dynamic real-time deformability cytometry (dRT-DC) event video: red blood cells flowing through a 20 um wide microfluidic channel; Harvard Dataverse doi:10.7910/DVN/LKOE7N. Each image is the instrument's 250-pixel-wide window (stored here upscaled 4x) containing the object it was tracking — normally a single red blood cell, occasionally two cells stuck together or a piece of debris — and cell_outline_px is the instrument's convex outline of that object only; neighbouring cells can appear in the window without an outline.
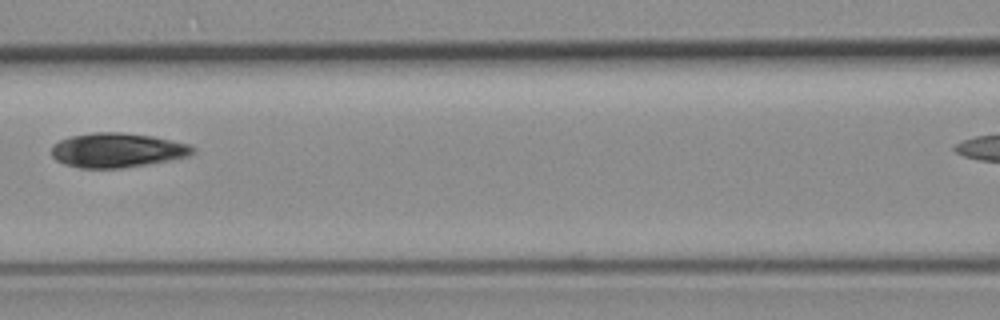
{"species": "common noctule bat (a hibernating species)", "species_latin": "Nyctalus noctula", "temperature_condition": "room temperature", "stored_images_in_passage": 7, "segment_of_instrument_passage": [1, 2], "camera_frame_rate_fps": 3000, "um_per_image_px": 0.085, "animal": {"sex": "female", "body_mass_g": 19.3, "forearm_length_mm": 54.1}, "frame": {"image": 1, "passage_image": 5, "time_ms": 5.333, "image_size_px": [1000, 320], "cell_outline_px": [[196, 152], [188, 156], [148, 164], [120, 168], [80, 168], [64, 164], [56, 160], [52, 156], [52, 148], [60, 140], [72, 136], [92, 132], [120, 132], [152, 136], [188, 144], [196, 148]], "centroid_in_image_um": [9.97, 12.77], "position_along_channel_um": 156.6, "area_um2": 28.21}}
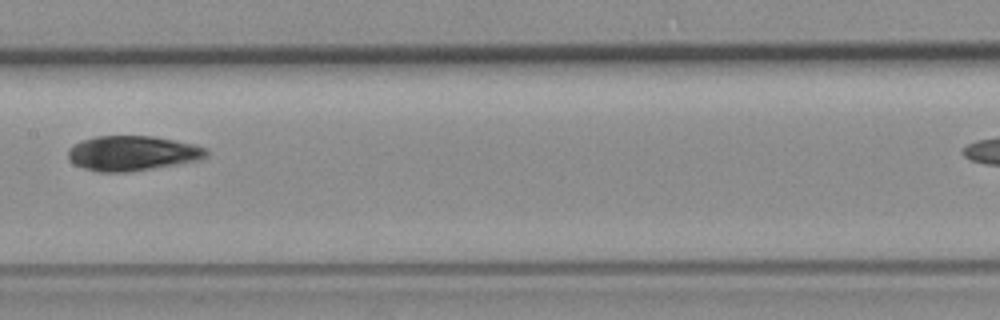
{"frame": {"image": 2, "passage_image": 6, "time_ms": 6.333, "image_size_px": [1000, 320], "cell_outline_px": [[208, 152], [200, 160], [128, 172], [100, 172], [84, 168], [72, 164], [68, 160], [68, 148], [80, 140], [96, 136], [152, 136], [192, 144], [208, 148]], "centroid_in_image_um": [11.19, 13.02], "position_along_channel_um": 196.2, "area_um2": 28.09}}